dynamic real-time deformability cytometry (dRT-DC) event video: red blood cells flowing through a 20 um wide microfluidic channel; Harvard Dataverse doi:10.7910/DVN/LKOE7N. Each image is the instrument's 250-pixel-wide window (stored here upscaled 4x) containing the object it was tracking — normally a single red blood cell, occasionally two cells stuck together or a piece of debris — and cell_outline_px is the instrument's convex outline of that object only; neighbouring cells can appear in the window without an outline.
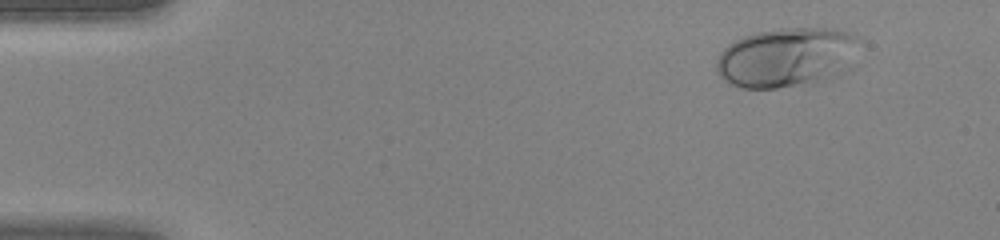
{"species": "human", "species_latin": "Homo sapiens", "temperature_condition": "warm", "stored_images_in_passage": 41, "camera_frame_rate_fps": 3000, "um_per_image_px": 0.085, "donor": {"sex": "female"}, "frame": {"image": 1, "passage_image": 1, "time_ms": 0.0, "image_size_px": [1000, 240], "cell_outline_px": [[856, 36], [852, 68], [840, 76], [816, 84], [776, 88], [744, 88], [728, 84], [720, 76], [716, 68], [716, 60], [720, 52], [728, 44], [744, 36], [756, 32], [780, 28], [828, 28], [848, 32]], "centroid_in_image_um": [66.86, 4.91], "position_along_channel_um": 18.1, "area_um2": 50.29}}
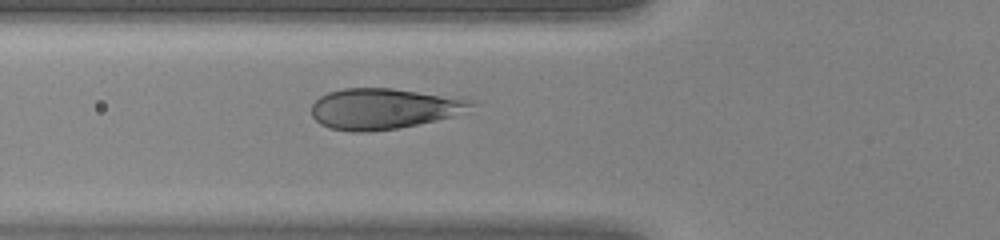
{"frame": {"image": 2, "passage_image": 13, "time_ms": 4.0, "image_size_px": [1000, 240], "cell_outline_px": [[476, 104], [456, 116], [396, 128], [368, 132], [352, 132], [332, 128], [320, 124], [312, 116], [312, 104], [320, 96], [328, 92], [344, 88], [392, 88], [460, 96], [476, 100]], "centroid_in_image_um": [32.68, 9.22], "position_along_channel_um": 93.1, "area_um2": 38.32}}
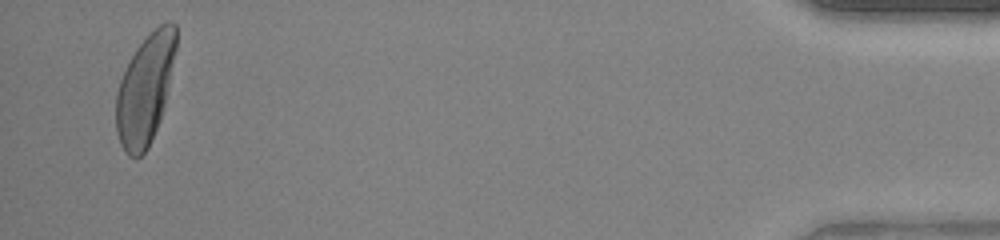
{"frame": {"image": 3, "passage_image": 40, "time_ms": 13.0, "image_size_px": [1000, 240], "cell_outline_px": [[176, 48], [164, 108], [160, 120], [148, 148], [136, 160], [128, 156], [124, 152], [120, 144], [116, 132], [116, 92], [120, 80], [136, 48], [160, 24], [168, 20], [172, 20], [176, 24]], "centroid_in_image_um": [12.33, 7.64], "position_along_channel_um": 422.9, "area_um2": 38.26}}